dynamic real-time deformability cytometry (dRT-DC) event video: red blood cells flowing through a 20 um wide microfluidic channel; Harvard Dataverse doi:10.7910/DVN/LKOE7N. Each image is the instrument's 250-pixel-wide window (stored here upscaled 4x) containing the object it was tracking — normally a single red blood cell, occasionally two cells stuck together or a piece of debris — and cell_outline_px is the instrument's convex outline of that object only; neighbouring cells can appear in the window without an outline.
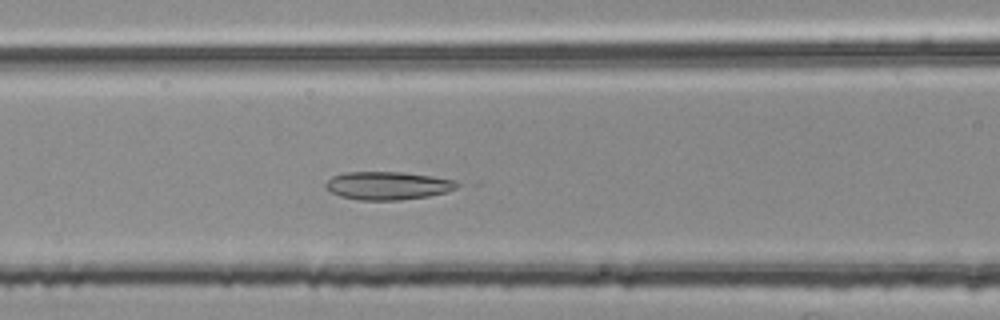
{"species": "common noctule bat (a hibernating species)", "species_latin": "Nyctalus noctula", "temperature_condition": "room temperature", "stored_images_in_passage": 41, "camera_frame_rate_fps": 3000, "um_per_image_px": 0.085, "animal": {"sex": "female", "body_mass_g": 25.1}, "frame": {"image": 1, "passage_image": 12, "time_ms": 3.667, "image_size_px": [1000, 320], "cell_outline_px": [[464, 184], [456, 188], [444, 192], [428, 196], [400, 200], [360, 200], [340, 196], [332, 192], [324, 184], [332, 176], [344, 172], [404, 172], [432, 176], [456, 180]], "centroid_in_image_um": [33.0, 15.77], "position_along_channel_um": 133.6, "area_um2": 21.56}}
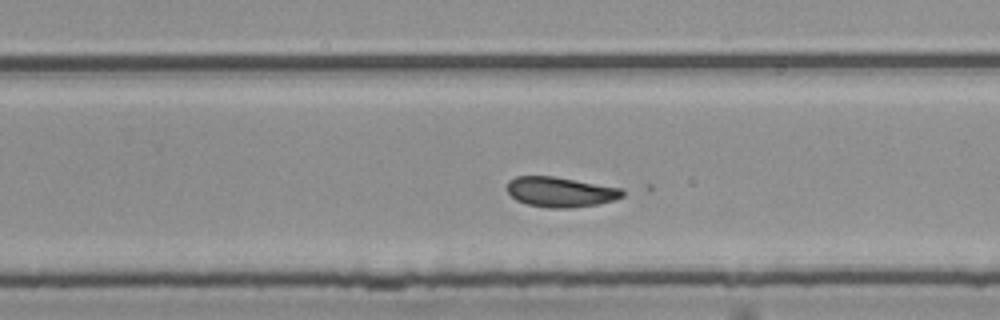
{"frame": {"image": 2, "passage_image": 24, "time_ms": 7.667, "image_size_px": [1000, 320], "cell_outline_px": [[624, 196], [612, 200], [596, 204], [572, 208], [548, 208], [528, 204], [516, 200], [508, 192], [508, 180], [516, 176], [552, 176], [620, 188], [624, 192]], "centroid_in_image_um": [47.6, 16.32], "position_along_channel_um": 282.2, "area_um2": 19.94}}
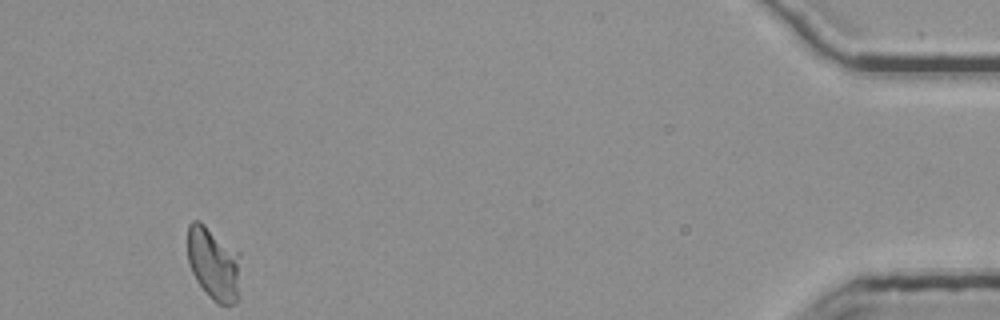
{"frame": {"image": 3, "passage_image": 41, "time_ms": 13.333, "image_size_px": [1000, 320], "cell_outline_px": [[240, 256], [236, 304], [220, 304], [196, 280], [188, 264], [188, 224], [192, 220], [200, 220], [240, 252]], "centroid_in_image_um": [18.14, 22.31], "position_along_channel_um": 417.1, "area_um2": 22.25}, "authors_computed_cell_mechanics": {"area_um2": 21.5594, "velocity_mm_per_s": 3.7331, "shape_relaxation_time_tau1_ms": null, "shape_relaxation_time_tau2_ms": 4.8854, "deformation_change_tau1": null, "deformation_change_tau2": 0.0928}}